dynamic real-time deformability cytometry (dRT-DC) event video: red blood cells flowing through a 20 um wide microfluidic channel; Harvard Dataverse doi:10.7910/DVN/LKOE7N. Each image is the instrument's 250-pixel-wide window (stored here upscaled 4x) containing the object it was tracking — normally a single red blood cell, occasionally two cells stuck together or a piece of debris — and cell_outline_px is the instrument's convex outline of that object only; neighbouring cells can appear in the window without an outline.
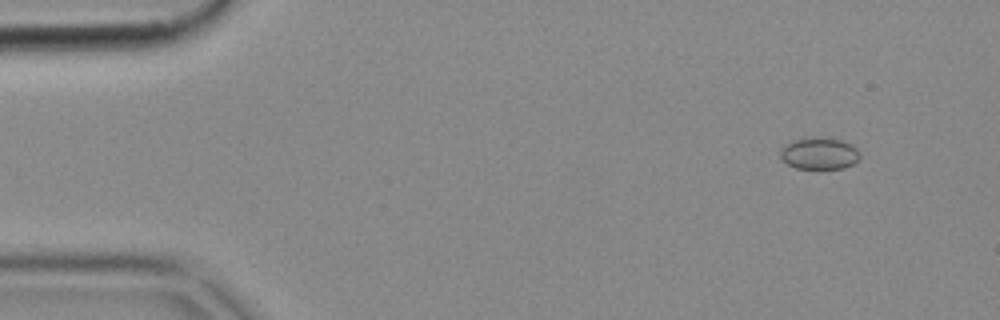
{"species": "common noctule bat (a hibernating species)", "species_latin": "Nyctalus noctula", "temperature_condition": "cold", "stored_images_in_passage": 52, "camera_frame_rate_fps": 3000, "um_per_image_px": 0.085, "animal": {"sex": "female", "body_mass_g": 18.4}, "frame": {"image": 1, "passage_image": 5, "time_ms": 1.333, "image_size_px": [1000, 320], "cell_outline_px": [[860, 156], [852, 164], [844, 168], [796, 168], [780, 160], [780, 148], [792, 140], [840, 140], [852, 144], [860, 152]], "centroid_in_image_um": [69.62, 13.09], "position_along_channel_um": 15.4, "area_um2": 14.16}}
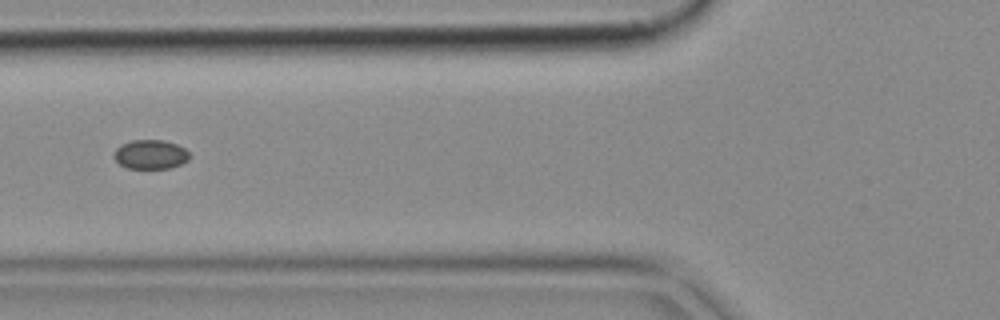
{"frame": {"image": 2, "passage_image": 20, "time_ms": 6.333, "image_size_px": [1000, 320], "cell_outline_px": [[192, 156], [188, 160], [180, 164], [168, 168], [128, 168], [120, 164], [112, 156], [116, 148], [120, 144], [132, 140], [164, 140], [176, 144], [184, 148]], "centroid_in_image_um": [12.78, 13.11], "position_along_channel_um": 113.0, "area_um2": 12.89}}
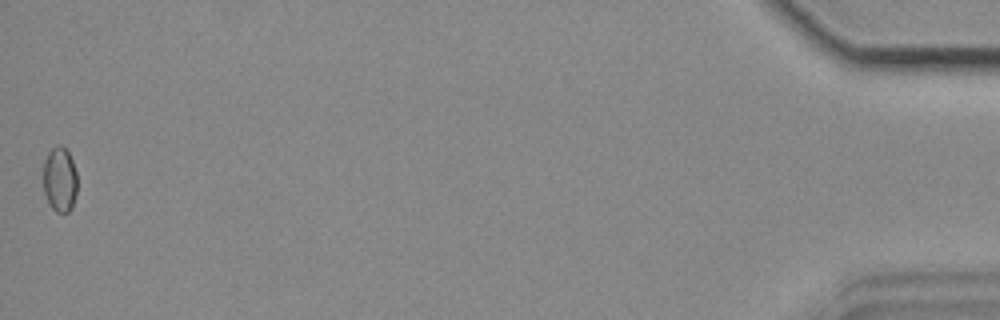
{"frame": {"image": 3, "passage_image": 52, "time_ms": 17.0, "image_size_px": [1000, 320], "cell_outline_px": [[76, 192], [72, 208], [68, 212], [56, 212], [48, 204], [44, 192], [44, 160], [48, 152], [56, 144], [60, 144], [68, 152], [72, 160], [76, 172]], "centroid_in_image_um": [5.07, 15.25], "position_along_channel_um": 430.1, "area_um2": 12.89}}